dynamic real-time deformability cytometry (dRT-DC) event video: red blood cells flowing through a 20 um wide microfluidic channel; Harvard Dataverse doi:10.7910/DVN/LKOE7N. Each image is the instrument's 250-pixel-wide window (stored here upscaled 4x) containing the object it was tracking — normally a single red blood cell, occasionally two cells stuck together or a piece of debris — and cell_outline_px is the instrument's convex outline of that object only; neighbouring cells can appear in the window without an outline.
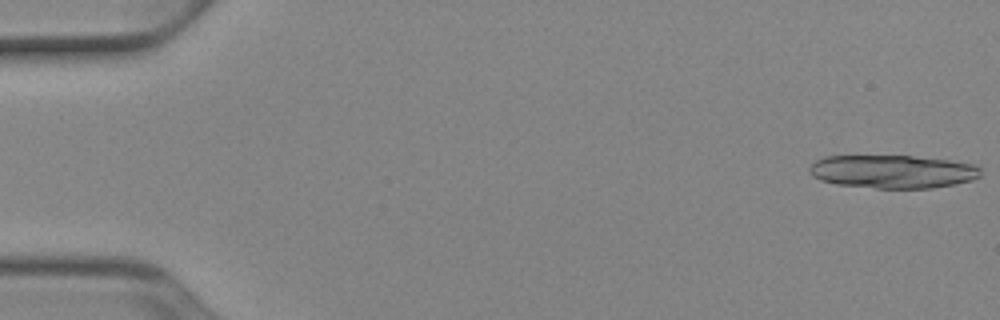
{"species": "Egyptian fruit bat (a non-hibernating species)", "species_latin": "Rousettus aegyptiacus", "temperature_condition": "cold", "stored_images_in_passage": 33, "camera_frame_rate_fps": 3000, "um_per_image_px": 0.085, "animal": {"sex": "female"}, "frame": {"image": 1, "passage_image": 1, "time_ms": 0.0, "image_size_px": [1000, 320], "cell_outline_px": [[980, 176], [972, 180], [932, 188], [876, 188], [836, 184], [820, 180], [812, 176], [808, 172], [808, 168], [816, 160], [824, 156], [912, 156], [948, 160], [972, 164], [980, 168]], "centroid_in_image_um": [75.83, 14.58], "position_along_channel_um": 9.2, "area_um2": 33.06}}
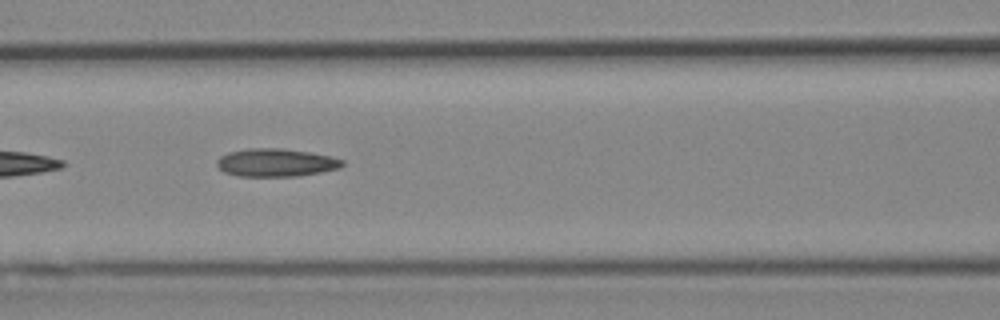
{"frame": {"image": 2, "passage_image": 23, "time_ms": 7.333, "image_size_px": [1000, 320], "cell_outline_px": [[344, 164], [340, 168], [320, 172], [296, 176], [236, 176], [224, 172], [216, 164], [216, 160], [220, 156], [228, 152], [248, 148], [284, 148], [332, 156], [344, 160]], "centroid_in_image_um": [23.44, 13.81], "position_along_channel_um": 143.2, "area_um2": 20.58}}
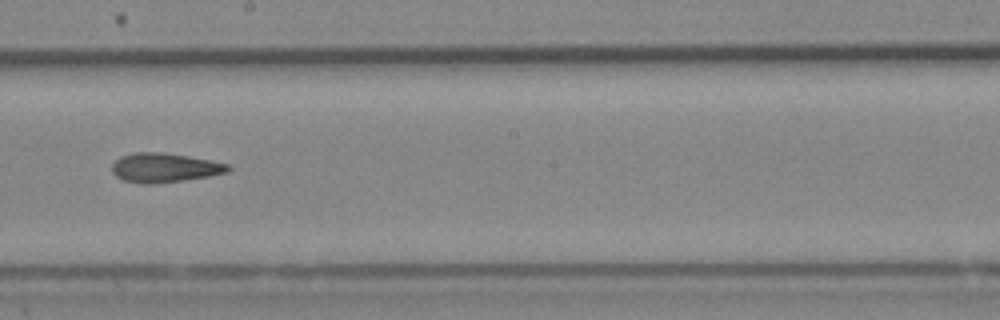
{"frame": {"image": 3, "passage_image": 30, "time_ms": 9.667, "image_size_px": [1000, 320], "cell_outline_px": [[232, 168], [228, 172], [208, 176], [184, 180], [156, 184], [144, 184], [124, 180], [116, 176], [112, 172], [112, 164], [120, 156], [132, 152], [164, 152], [188, 156], [228, 164]], "centroid_in_image_um": [13.96, 14.25], "position_along_channel_um": 234.2, "area_um2": 19.83}}